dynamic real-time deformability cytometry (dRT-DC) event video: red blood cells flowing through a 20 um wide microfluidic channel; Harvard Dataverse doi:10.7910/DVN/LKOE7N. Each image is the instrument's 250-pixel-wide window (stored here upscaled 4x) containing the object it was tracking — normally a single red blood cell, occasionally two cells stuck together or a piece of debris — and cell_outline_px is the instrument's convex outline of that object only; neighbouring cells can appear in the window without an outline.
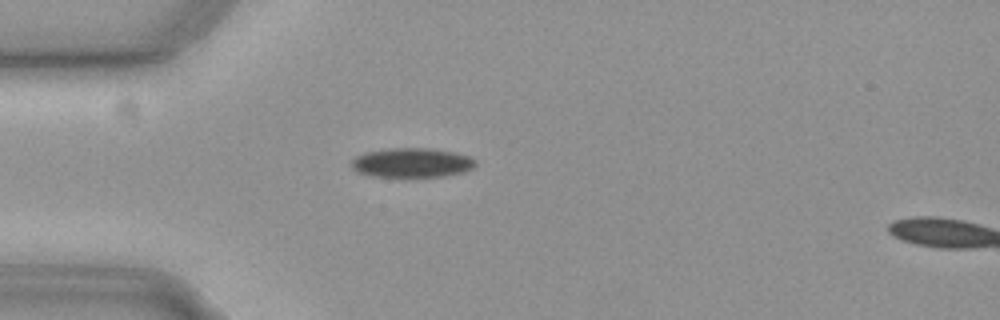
{"species": "common noctule bat (a hibernating species)", "species_latin": "Nyctalus noctula", "temperature_condition": "cold", "stored_images_in_passage": 3, "camera_frame_rate_fps": 3000, "um_per_image_px": 0.085, "animal": {"sex": "female", "body_mass_g": 19.3, "forearm_length_mm": 54.1}, "frame": {"image": 1, "passage_image": 1, "time_ms": 0.0, "image_size_px": [1000, 320], "cell_outline_px": [[476, 164], [472, 168], [464, 172], [444, 176], [408, 180], [372, 176], [356, 172], [352, 168], [352, 160], [356, 156], [368, 152], [396, 148], [424, 148], [452, 152], [468, 156], [476, 160]], "centroid_in_image_um": [34.99, 13.9], "position_along_channel_um": 50.0, "area_um2": 21.91}}